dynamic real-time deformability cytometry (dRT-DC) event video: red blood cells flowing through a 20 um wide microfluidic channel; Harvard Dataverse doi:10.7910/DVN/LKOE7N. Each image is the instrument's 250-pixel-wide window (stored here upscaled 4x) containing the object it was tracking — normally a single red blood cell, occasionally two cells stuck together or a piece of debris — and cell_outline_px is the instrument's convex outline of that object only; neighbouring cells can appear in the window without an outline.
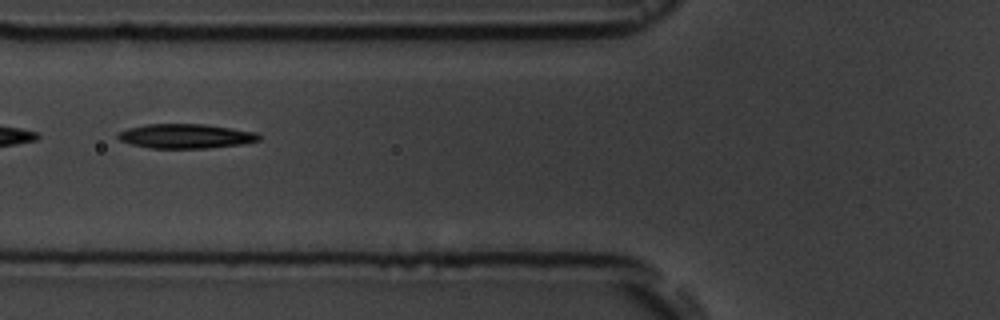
{"species": "common noctule bat (a hibernating species)", "species_latin": "Nyctalus noctula", "temperature_condition": "room temperature", "stored_images_in_passage": 6, "camera_frame_rate_fps": 3000, "um_per_image_px": 0.085, "animal": {"sex": "male", "body_mass_g": 19.5, "forearm_length_mm": 54.6}, "frame": {"image": 1, "passage_image": 4, "time_ms": 3.667, "image_size_px": [1000, 320], "cell_outline_px": [[260, 140], [240, 144], [204, 148], [152, 148], [132, 144], [120, 140], [116, 136], [120, 132], [128, 128], [144, 124], [204, 124], [232, 128], [256, 132], [260, 136]], "centroid_in_image_um": [15.78, 11.56], "position_along_channel_um": 110.0, "area_um2": 19.88}}
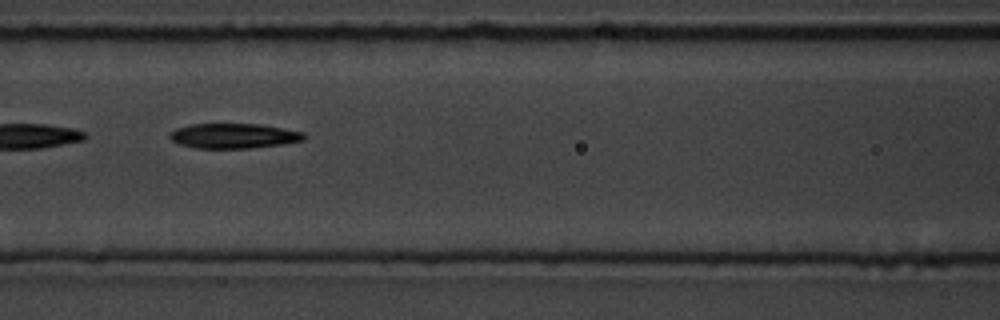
{"frame": {"image": 2, "passage_image": 5, "time_ms": 4.667, "image_size_px": [1000, 320], "cell_outline_px": [[304, 140], [280, 144], [252, 148], [196, 148], [180, 144], [172, 140], [168, 136], [176, 128], [192, 124], [260, 124], [284, 128], [304, 132]], "centroid_in_image_um": [19.86, 11.54], "position_along_channel_um": 146.7, "area_um2": 19.36}}